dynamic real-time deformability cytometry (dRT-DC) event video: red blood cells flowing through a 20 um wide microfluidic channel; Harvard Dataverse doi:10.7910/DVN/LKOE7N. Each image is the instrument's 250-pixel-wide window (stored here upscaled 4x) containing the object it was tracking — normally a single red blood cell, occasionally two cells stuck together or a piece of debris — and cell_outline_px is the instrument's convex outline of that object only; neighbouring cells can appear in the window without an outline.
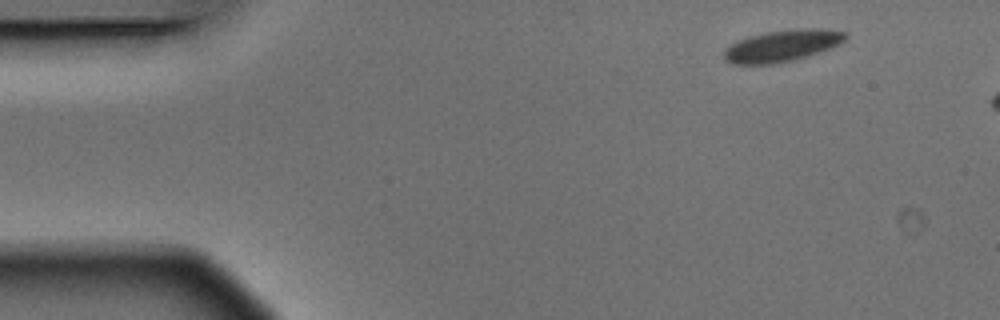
{"species": "Egyptian fruit bat (a non-hibernating species)", "species_latin": "Rousettus aegyptiacus", "temperature_condition": "warm", "stored_images_in_passage": 3, "camera_frame_rate_fps": 3000, "um_per_image_px": 0.085, "animal": {"sex": "male"}, "frame": {"image": 1, "passage_image": 1, "time_ms": 0.0, "image_size_px": [1000, 320], "cell_outline_px": [[848, 36], [840, 44], [808, 56], [776, 64], [732, 64], [724, 60], [724, 48], [736, 40], [764, 32], [796, 28], [820, 28], [848, 32]], "centroid_in_image_um": [66.47, 3.88], "position_along_channel_um": 18.5, "area_um2": 22.72}}